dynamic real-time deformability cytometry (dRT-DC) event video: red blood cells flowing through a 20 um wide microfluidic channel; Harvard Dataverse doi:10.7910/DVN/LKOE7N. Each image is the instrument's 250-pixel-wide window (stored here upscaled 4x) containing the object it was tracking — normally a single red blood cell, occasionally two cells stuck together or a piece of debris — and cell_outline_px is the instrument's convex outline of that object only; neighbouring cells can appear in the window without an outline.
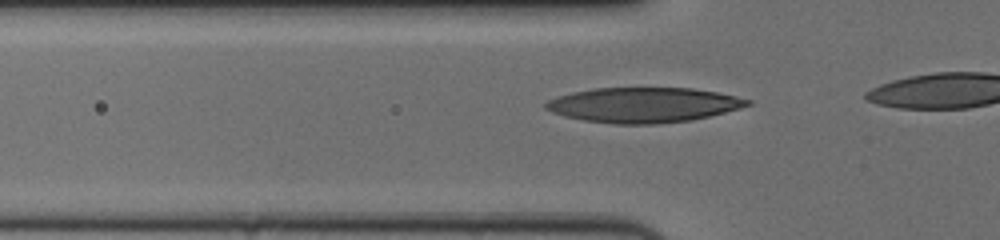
{"species": "human", "species_latin": "Homo sapiens", "temperature_condition": "cold", "stored_images_in_passage": 18, "camera_frame_rate_fps": 3000, "um_per_image_px": 0.085, "donor": {"sex": "female"}, "frame": {"image": 1, "passage_image": 15, "time_ms": 4.667, "image_size_px": [1000, 240], "cell_outline_px": [[752, 104], [740, 108], [692, 120], [656, 124], [616, 124], [584, 120], [564, 116], [552, 112], [544, 108], [544, 104], [548, 100], [556, 96], [572, 92], [592, 88], [692, 88], [716, 92], [736, 96], [752, 100]], "centroid_in_image_um": [54.67, 8.92], "position_along_channel_um": 71.1, "area_um2": 41.21}}